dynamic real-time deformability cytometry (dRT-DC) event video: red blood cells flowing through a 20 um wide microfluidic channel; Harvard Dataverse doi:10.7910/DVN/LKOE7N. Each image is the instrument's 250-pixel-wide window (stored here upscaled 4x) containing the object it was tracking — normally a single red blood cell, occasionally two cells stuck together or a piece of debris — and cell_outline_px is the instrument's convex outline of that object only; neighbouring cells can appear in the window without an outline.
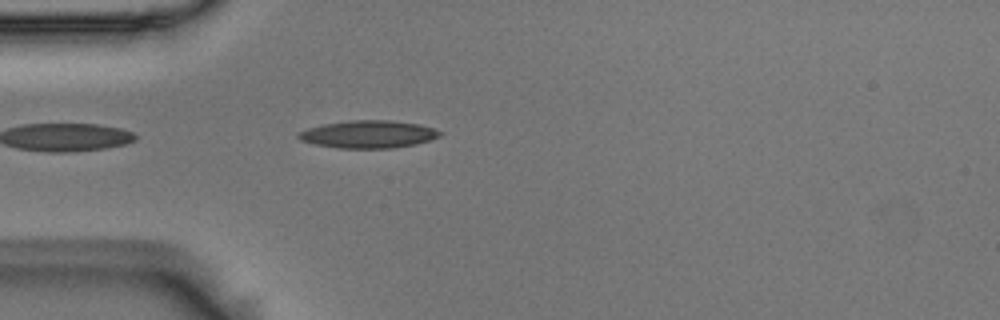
{"species": "Egyptian fruit bat (a non-hibernating species)", "species_latin": "Rousettus aegyptiacus", "temperature_condition": "room temperature", "stored_images_in_passage": 10, "camera_frame_rate_fps": 3000, "um_per_image_px": 0.085, "animal": {"sex": "male"}, "frame": {"image": 1, "passage_image": 2, "time_ms": 0.333, "image_size_px": [1000, 320], "cell_outline_px": [[444, 132], [440, 136], [428, 140], [412, 144], [392, 148], [340, 148], [316, 144], [300, 140], [296, 136], [296, 132], [308, 128], [324, 124], [348, 120], [392, 120], [416, 124], [432, 128]], "centroid_in_image_um": [31.26, 11.4], "position_along_channel_um": 53.7, "area_um2": 22.54}}
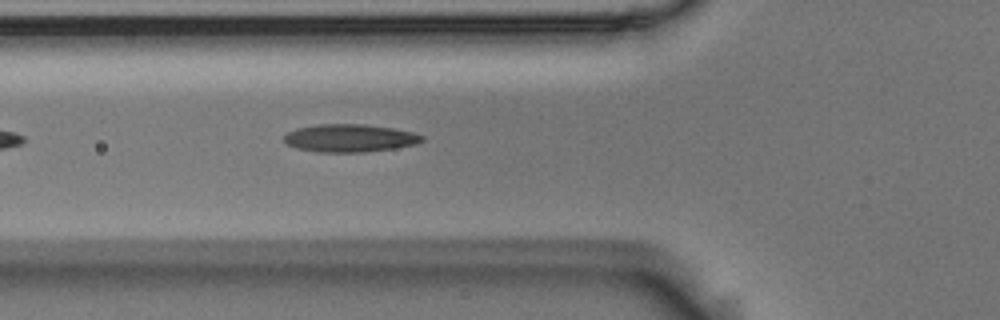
{"frame": {"image": 2, "passage_image": 6, "time_ms": 1.667, "image_size_px": [1000, 320], "cell_outline_px": [[424, 140], [416, 144], [392, 148], [364, 152], [316, 152], [296, 148], [284, 144], [284, 136], [288, 132], [296, 128], [316, 124], [364, 124], [392, 128], [412, 132], [424, 136]], "centroid_in_image_um": [29.68, 11.74], "position_along_channel_um": 96.1, "area_um2": 22.43}}